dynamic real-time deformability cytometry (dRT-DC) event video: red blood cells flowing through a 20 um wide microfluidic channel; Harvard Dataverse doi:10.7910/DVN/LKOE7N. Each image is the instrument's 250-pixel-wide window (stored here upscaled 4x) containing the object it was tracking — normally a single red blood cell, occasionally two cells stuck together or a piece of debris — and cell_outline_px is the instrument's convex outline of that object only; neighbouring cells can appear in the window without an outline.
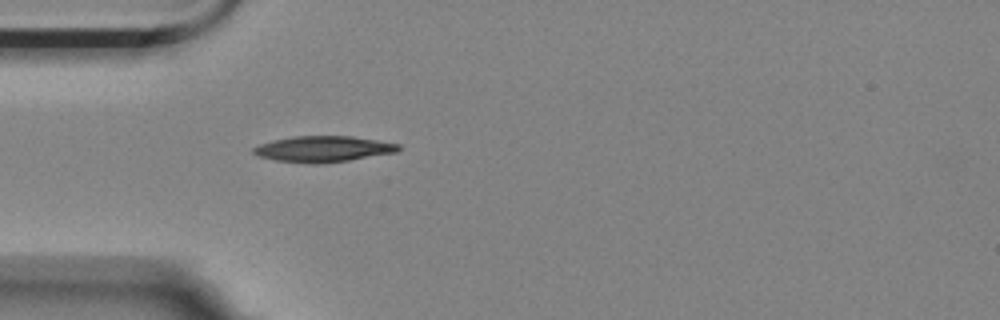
{"species": "Egyptian fruit bat (a non-hibernating species)", "species_latin": "Rousettus aegyptiacus", "temperature_condition": "room temperature", "stored_images_in_passage": 1, "camera_frame_rate_fps": 3000, "um_per_image_px": 0.085, "animal": {"sex": "female"}, "frame": {"image": 1, "passage_image": 1, "time_ms": 0.0, "image_size_px": [1000, 320], "cell_outline_px": [[400, 148], [396, 152], [324, 164], [312, 164], [276, 160], [256, 156], [252, 152], [252, 148], [260, 144], [292, 136], [352, 136], [400, 144]], "centroid_in_image_um": [27.45, 12.67], "position_along_channel_um": 57.6, "area_um2": 21.85}}